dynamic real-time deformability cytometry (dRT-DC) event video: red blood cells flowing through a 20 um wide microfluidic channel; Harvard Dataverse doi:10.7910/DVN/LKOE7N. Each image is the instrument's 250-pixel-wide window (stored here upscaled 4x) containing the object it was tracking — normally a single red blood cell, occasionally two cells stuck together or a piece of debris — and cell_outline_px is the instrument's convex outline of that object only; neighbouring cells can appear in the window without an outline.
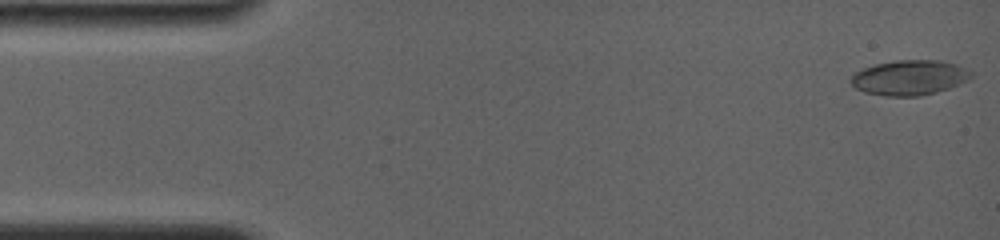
{"species": "common noctule bat (a hibernating species)", "species_latin": "Nyctalus noctula", "temperature_condition": "room temperature", "stored_images_in_passage": 50, "camera_frame_rate_fps": 4000, "um_per_image_px": 0.085, "animal": {"sex": "female", "body_mass_g": 19.0, "forearm_length_mm": 56.7}, "frame": {"image": 1, "passage_image": 1, "time_ms": 0.0, "image_size_px": [1000, 240], "cell_outline_px": [[972, 76], [968, 80], [960, 84], [936, 92], [920, 96], [884, 96], [864, 92], [856, 88], [848, 80], [856, 72], [864, 68], [876, 64], [896, 60], [940, 60], [956, 64], [972, 72]], "centroid_in_image_um": [77.3, 6.6], "position_along_channel_um": 7.7, "area_um2": 24.51}}
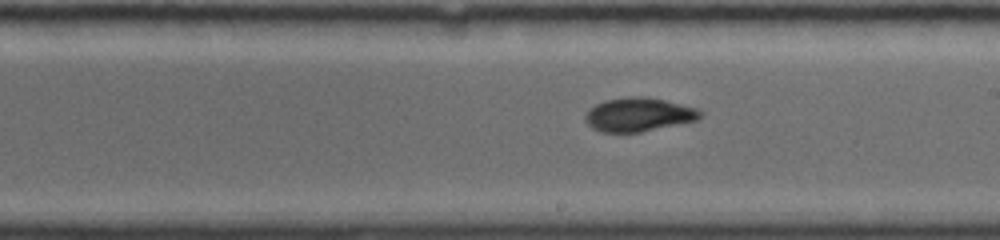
{"frame": {"image": 2, "passage_image": 29, "time_ms": 9.0, "image_size_px": [1000, 240], "cell_outline_px": [[704, 112], [696, 120], [640, 132], [604, 132], [592, 128], [584, 120], [584, 116], [596, 104], [604, 100], [632, 96], [640, 96], [664, 100], [696, 108]], "centroid_in_image_um": [54.26, 9.74], "position_along_channel_um": 234.7, "area_um2": 22.25}}
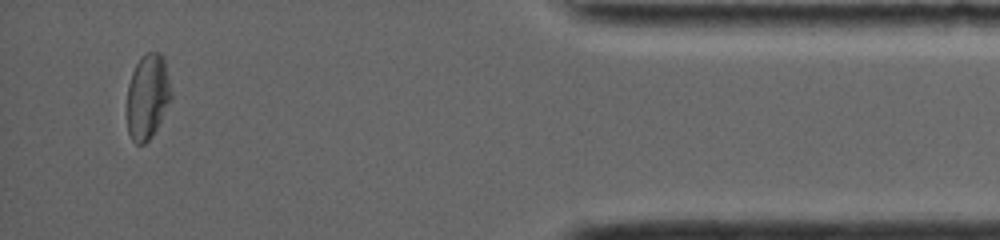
{"frame": {"image": 3, "passage_image": 47, "time_ms": 15.0, "image_size_px": [1000, 240], "cell_outline_px": [[172, 100], [152, 136], [144, 144], [136, 144], [132, 140], [128, 132], [128, 84], [132, 72], [136, 64], [144, 52], [160, 52], [164, 60], [172, 92]], "centroid_in_image_um": [12.56, 8.21], "position_along_channel_um": 422.6, "area_um2": 21.91}, "authors_computed_cell_mechanics": {"area_um2": 22.4553, "velocity_mm_per_s": 3.8614, "shape_relaxation_time_tau1_ms": null, "shape_relaxation_time_tau2_ms": 3.7585, "deformation_change_tau1": null, "deformation_change_tau2": 0.0775}}